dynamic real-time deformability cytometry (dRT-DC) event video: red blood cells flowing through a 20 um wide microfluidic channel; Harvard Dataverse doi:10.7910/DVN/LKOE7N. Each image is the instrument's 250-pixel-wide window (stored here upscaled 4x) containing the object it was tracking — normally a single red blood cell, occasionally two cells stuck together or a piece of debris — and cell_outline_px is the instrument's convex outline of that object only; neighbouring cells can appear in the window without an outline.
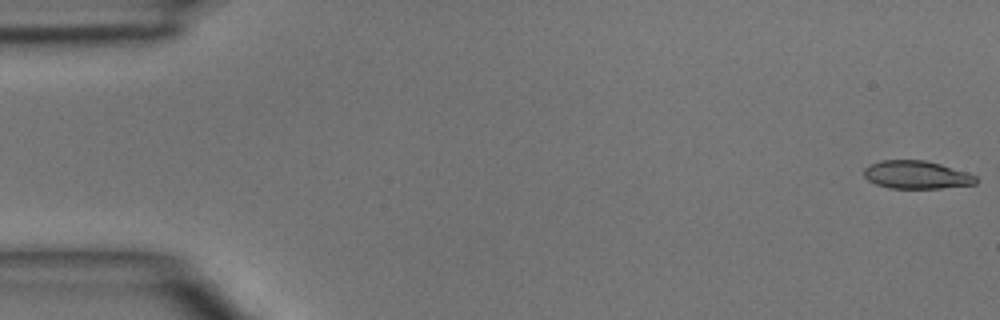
{"species": "common noctule bat (a hibernating species)", "species_latin": "Nyctalus noctula", "temperature_condition": "room temperature", "stored_images_in_passage": 4, "camera_frame_rate_fps": 3000, "um_per_image_px": 0.085, "animal": {"sex": "male", "body_mass_g": 15.6}, "frame": {"image": 1, "passage_image": 1, "time_ms": 0.0, "image_size_px": [1000, 320], "cell_outline_px": [[976, 184], [940, 188], [888, 188], [876, 184], [868, 180], [864, 176], [864, 168], [880, 160], [924, 160], [940, 164], [968, 172], [976, 176]], "centroid_in_image_um": [77.9, 14.86], "position_along_channel_um": 7.1, "area_um2": 18.21}}